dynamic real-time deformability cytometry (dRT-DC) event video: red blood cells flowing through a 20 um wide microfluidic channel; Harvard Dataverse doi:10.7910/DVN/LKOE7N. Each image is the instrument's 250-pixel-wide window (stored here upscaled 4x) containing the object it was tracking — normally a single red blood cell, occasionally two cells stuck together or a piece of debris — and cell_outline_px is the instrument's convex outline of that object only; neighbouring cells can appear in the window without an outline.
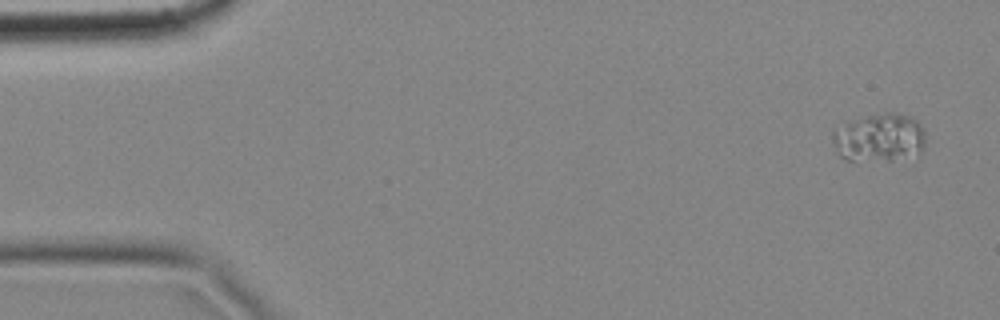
{"species": "common noctule bat (a hibernating species)", "species_latin": "Nyctalus noctula", "temperature_condition": "cold", "stored_images_in_passage": 5, "camera_frame_rate_fps": 3000, "um_per_image_px": 0.085, "animal": {"sex": "female", "body_mass_g": 18.4}, "frame": {"image": 1, "passage_image": 1, "time_ms": 0.0, "image_size_px": [1000, 320], "cell_outline_px": [[924, 144], [920, 152], [892, 160], [844, 160], [840, 156], [832, 136], [832, 128], [868, 116], [888, 112], [892, 112], [912, 116], [924, 128]], "centroid_in_image_um": [74.74, 11.69], "position_along_channel_um": 10.3, "area_um2": 25.84}}
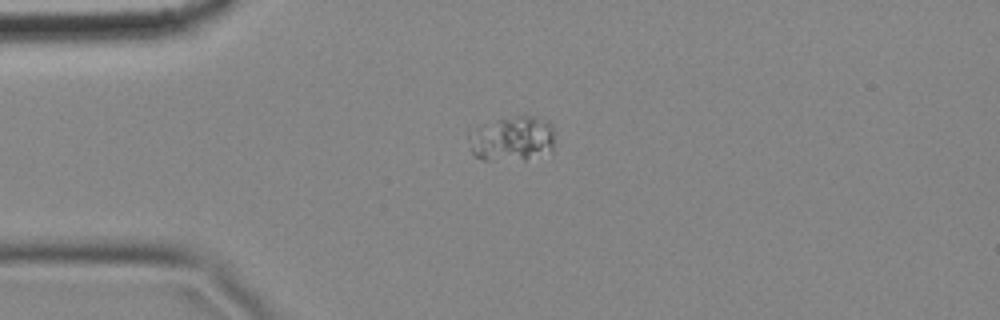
{"frame": {"image": 2, "passage_image": 4, "time_ms": 1.0, "image_size_px": [1000, 320], "cell_outline_px": [[556, 132], [552, 152], [524, 160], [480, 160], [472, 152], [468, 136], [468, 132], [496, 120], [516, 116], [536, 116], [548, 120], [552, 124]], "centroid_in_image_um": [43.61, 11.8], "position_along_channel_um": 41.4, "area_um2": 22.95}}